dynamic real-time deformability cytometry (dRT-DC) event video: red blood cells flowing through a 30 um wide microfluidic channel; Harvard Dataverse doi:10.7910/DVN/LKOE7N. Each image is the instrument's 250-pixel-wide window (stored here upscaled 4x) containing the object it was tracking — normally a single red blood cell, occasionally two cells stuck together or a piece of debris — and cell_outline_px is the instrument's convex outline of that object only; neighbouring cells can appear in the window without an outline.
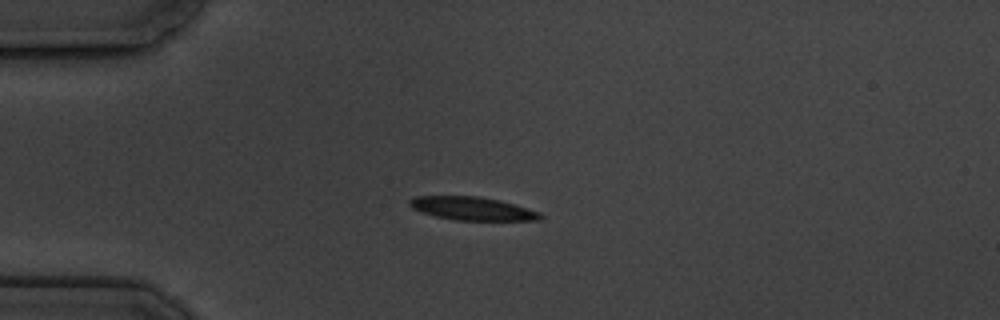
{"species": "common noctule bat (a hibernating species)", "species_latin": "Nyctalus noctula", "temperature_condition": "cold", "stored_images_in_passage": 4, "camera_frame_rate_fps": 3000, "um_per_image_px": 0.085, "animal": {"sex": "male", "body_mass_g": 19.5, "forearm_length_mm": 54.6}, "frame": {"image": 1, "passage_image": 1, "time_ms": 0.0, "image_size_px": [1000, 320], "cell_outline_px": [[544, 216], [540, 220], [456, 220], [436, 216], [420, 212], [412, 208], [408, 204], [408, 200], [412, 196], [480, 196], [500, 200], [540, 212]], "centroid_in_image_um": [40.11, 17.72], "position_along_channel_um": 44.9, "area_um2": 17.8}}
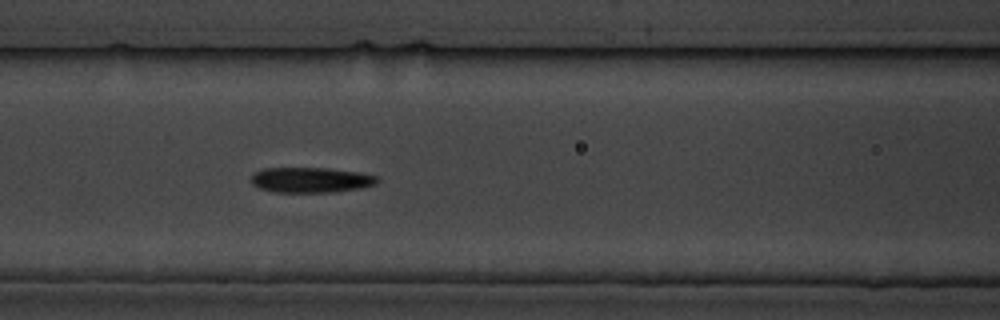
{"frame": {"image": 2, "passage_image": 4, "time_ms": 3.333, "image_size_px": [1000, 320], "cell_outline_px": [[380, 180], [376, 184], [364, 188], [332, 192], [272, 192], [260, 188], [252, 184], [252, 172], [264, 168], [328, 168], [360, 172], [376, 176]], "centroid_in_image_um": [26.44, 15.29], "position_along_channel_um": 140.2, "area_um2": 18.79}}